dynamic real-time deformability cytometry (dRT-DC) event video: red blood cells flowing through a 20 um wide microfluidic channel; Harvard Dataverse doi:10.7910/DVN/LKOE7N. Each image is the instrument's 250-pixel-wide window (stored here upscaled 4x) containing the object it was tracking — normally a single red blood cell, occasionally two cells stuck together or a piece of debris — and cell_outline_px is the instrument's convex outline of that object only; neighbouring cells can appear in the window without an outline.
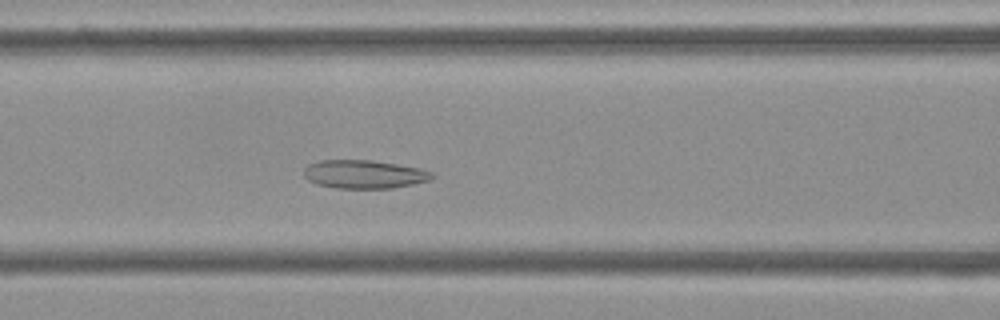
{"species": "Egyptian fruit bat (a non-hibernating species)", "species_latin": "Rousettus aegyptiacus", "temperature_condition": "cold", "stored_images_in_passage": 54, "camera_frame_rate_fps": 3000, "um_per_image_px": 0.085, "frame": {"image": 1, "passage_image": 22, "time_ms": 7.0, "image_size_px": [1000, 320], "cell_outline_px": [[436, 176], [428, 180], [412, 184], [392, 188], [336, 188], [316, 184], [308, 180], [304, 176], [304, 168], [308, 164], [320, 160], [372, 160], [420, 168], [432, 172]], "centroid_in_image_um": [30.93, 14.81], "position_along_channel_um": 135.7, "area_um2": 21.21}}
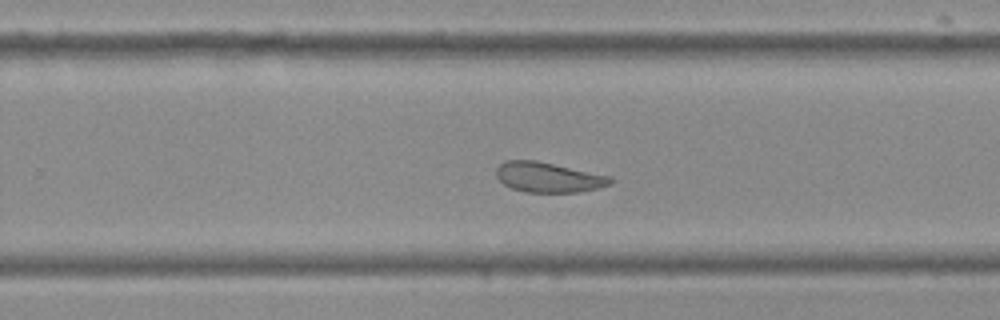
{"frame": {"image": 2, "passage_image": 34, "time_ms": 11.0, "image_size_px": [1000, 320], "cell_outline_px": [[612, 184], [580, 192], [528, 192], [512, 188], [504, 184], [496, 176], [496, 168], [504, 160], [536, 160], [612, 176]], "centroid_in_image_um": [46.61, 15.06], "position_along_channel_um": 283.2, "area_um2": 20.0}}
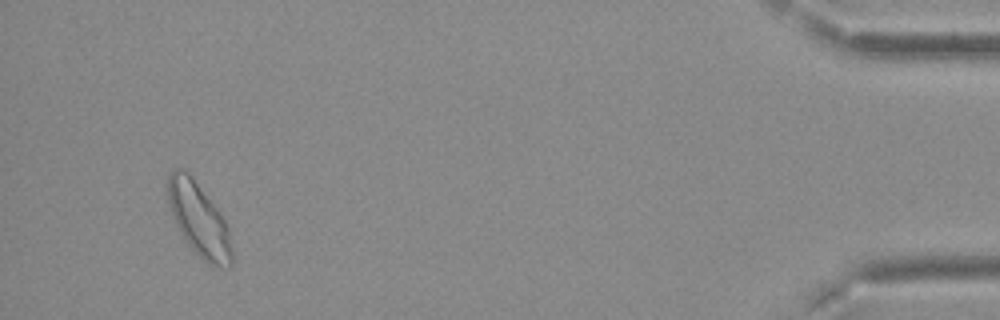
{"frame": {"image": 3, "passage_image": 51, "time_ms": 16.667, "image_size_px": [1000, 320], "cell_outline_px": [[232, 264], [228, 268], [208, 264], [188, 244], [180, 232], [172, 216], [168, 200], [168, 172], [176, 168], [184, 168], [188, 172], [216, 208], [224, 220], [228, 228], [232, 248]], "centroid_in_image_um": [16.89, 18.66], "position_along_channel_um": 418.3, "area_um2": 26.93}, "authors_computed_cell_mechanics": {"area_um2": 23.2067, "velocity_mm_per_s": 3.6947, "shape_relaxation_time_tau1_ms": null, "shape_relaxation_time_tau2_ms": 2.7227, "deformation_change_tau1": null, "deformation_change_tau2": 0.0829}}